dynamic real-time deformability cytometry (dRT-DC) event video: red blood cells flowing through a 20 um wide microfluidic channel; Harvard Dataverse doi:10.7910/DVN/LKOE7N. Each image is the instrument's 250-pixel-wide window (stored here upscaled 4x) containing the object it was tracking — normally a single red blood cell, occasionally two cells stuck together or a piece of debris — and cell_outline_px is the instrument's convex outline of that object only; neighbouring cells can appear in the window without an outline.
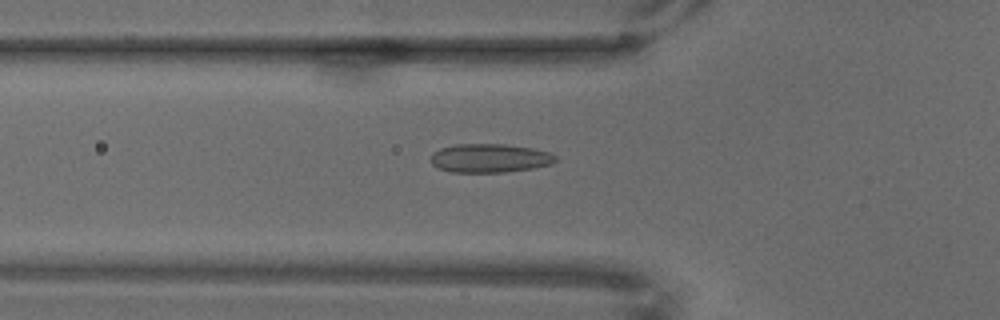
{"species": "common noctule bat (a hibernating species)", "species_latin": "Nyctalus noctula", "temperature_condition": "warm", "stored_images_in_passage": 68, "camera_frame_rate_fps": 3000, "um_per_image_px": 0.085, "animal": {"sex": "male", "body_mass_g": 18.8}, "frame": {"image": 1, "passage_image": 24, "time_ms": 7.667, "image_size_px": [1000, 320], "cell_outline_px": [[556, 160], [552, 164], [532, 168], [504, 172], [452, 172], [440, 168], [432, 164], [432, 152], [440, 148], [456, 144], [504, 144], [532, 148], [548, 152], [556, 156]], "centroid_in_image_um": [41.63, 13.44], "position_along_channel_um": 84.2, "area_um2": 20.75}}
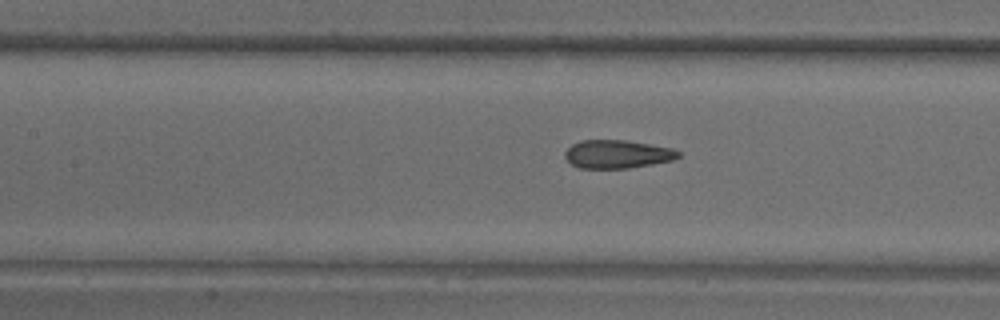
{"frame": {"image": 2, "passage_image": 31, "time_ms": 10.0, "image_size_px": [1000, 320], "cell_outline_px": [[680, 156], [672, 160], [652, 164], [628, 168], [580, 168], [572, 164], [564, 156], [564, 152], [572, 144], [580, 140], [624, 140], [672, 148], [680, 152]], "centroid_in_image_um": [52.45, 13.1], "position_along_channel_um": 154.9, "area_um2": 18.55}}
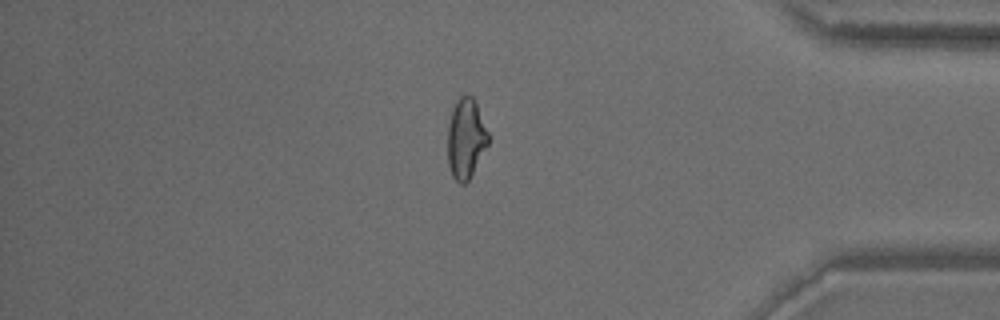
{"frame": {"image": 3, "passage_image": 58, "time_ms": 19.0, "image_size_px": [1000, 320], "cell_outline_px": [[488, 144], [468, 180], [464, 184], [460, 184], [452, 176], [448, 164], [448, 124], [452, 108], [456, 100], [460, 96], [472, 96], [476, 100], [488, 132]], "centroid_in_image_um": [39.59, 11.74], "position_along_channel_um": 395.6, "area_um2": 18.9}}